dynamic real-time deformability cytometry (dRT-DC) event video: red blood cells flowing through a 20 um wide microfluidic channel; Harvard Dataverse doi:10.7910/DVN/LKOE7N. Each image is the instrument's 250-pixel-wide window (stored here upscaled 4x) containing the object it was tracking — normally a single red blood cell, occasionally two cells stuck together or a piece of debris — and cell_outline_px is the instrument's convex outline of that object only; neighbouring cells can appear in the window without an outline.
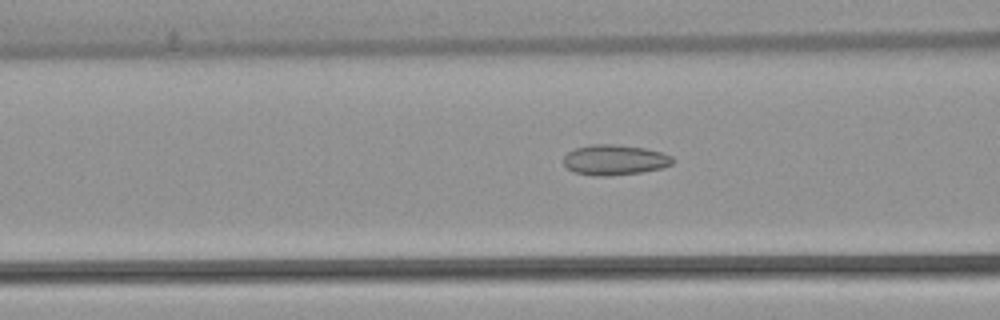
{"species": "common noctule bat (a hibernating species)", "species_latin": "Nyctalus noctula", "temperature_condition": "warm", "stored_images_in_passage": 43, "camera_frame_rate_fps": 3000, "um_per_image_px": 0.085, "animal": {"sex": "female", "body_mass_g": 22.7, "forearm_length_mm": 54.2}, "frame": {"image": 1, "passage_image": 11, "time_ms": 3.333, "image_size_px": [1000, 320], "cell_outline_px": [[676, 160], [672, 164], [664, 168], [640, 172], [608, 176], [596, 176], [572, 172], [564, 164], [564, 156], [568, 152], [576, 148], [592, 144], [612, 144], [644, 148], [660, 152], [672, 156]], "centroid_in_image_um": [52.26, 13.6], "position_along_channel_um": 114.3, "area_um2": 19.31}}
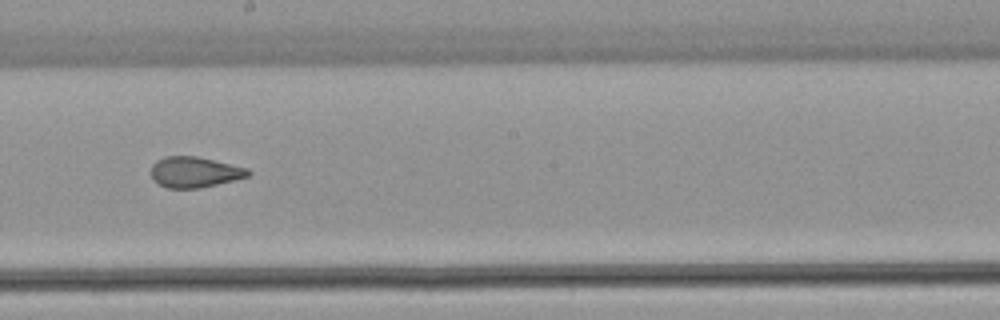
{"frame": {"image": 2, "passage_image": 20, "time_ms": 6.333, "image_size_px": [1000, 320], "cell_outline_px": [[252, 176], [200, 188], [168, 188], [152, 180], [152, 164], [156, 160], [164, 156], [196, 156], [248, 168], [252, 172]], "centroid_in_image_um": [16.57, 14.63], "position_along_channel_um": 231.6, "area_um2": 17.46}}
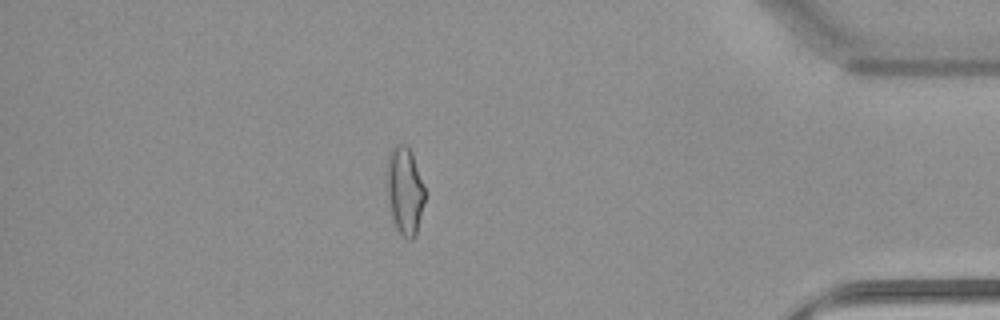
{"frame": {"image": 3, "passage_image": 36, "time_ms": 11.667, "image_size_px": [1000, 320], "cell_outline_px": [[424, 200], [416, 236], [412, 240], [408, 240], [396, 228], [392, 220], [388, 196], [388, 156], [392, 148], [396, 144], [408, 144], [412, 152], [424, 188]], "centroid_in_image_um": [34.41, 16.21], "position_along_channel_um": 400.8, "area_um2": 19.07}, "authors_computed_cell_mechanics": {"area_um2": 18.4382, "velocity_mm_per_s": 3.9146, "shape_relaxation_time_tau1_ms": null, "shape_relaxation_time_tau2_ms": 1.3752, "deformation_change_tau1": null, "deformation_change_tau2": 0.0848}}